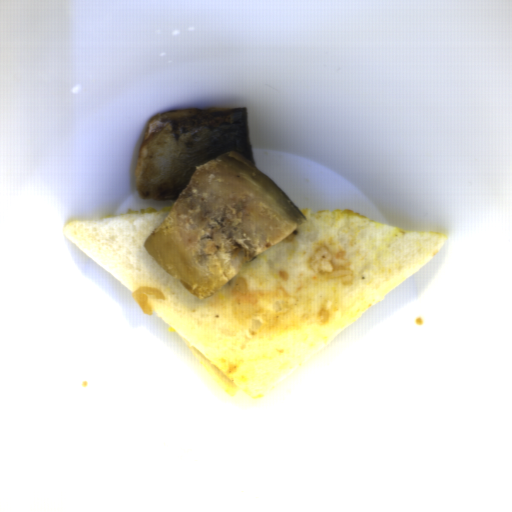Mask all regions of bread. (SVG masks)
<instances>
[{"label":"bread","mask_w":512,"mask_h":512,"mask_svg":"<svg viewBox=\"0 0 512 512\" xmlns=\"http://www.w3.org/2000/svg\"><path fill=\"white\" fill-rule=\"evenodd\" d=\"M170 210L72 221L63 237L167 322L230 396L254 400L447 242L442 232L389 226L361 213L300 209L302 225L199 300L144 246Z\"/></svg>","instance_id":"1"}]
</instances>
